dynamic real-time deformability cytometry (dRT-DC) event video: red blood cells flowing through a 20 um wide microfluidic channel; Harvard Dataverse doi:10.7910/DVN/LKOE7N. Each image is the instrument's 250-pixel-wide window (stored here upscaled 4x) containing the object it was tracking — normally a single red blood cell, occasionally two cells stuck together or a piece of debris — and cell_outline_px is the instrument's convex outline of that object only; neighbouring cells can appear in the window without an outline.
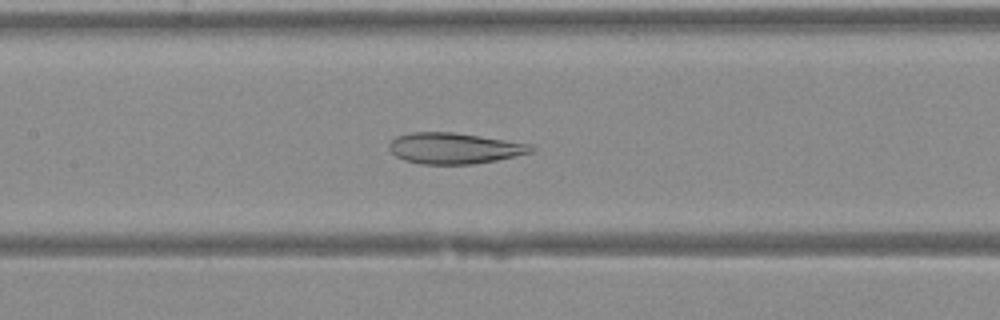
{"species": "Egyptian fruit bat (a non-hibernating species)", "species_latin": "Rousettus aegyptiacus", "temperature_condition": "warm", "stored_images_in_passage": 37, "camera_frame_rate_fps": 3000, "um_per_image_px": 0.085, "animal": {"sex": "female"}, "frame": {"image": 1, "passage_image": 16, "time_ms": 5.0, "image_size_px": [1000, 320], "cell_outline_px": [[532, 152], [496, 160], [472, 164], [420, 164], [404, 160], [396, 156], [388, 148], [388, 144], [396, 136], [412, 132], [452, 132], [480, 136], [528, 144], [532, 148]], "centroid_in_image_um": [38.53, 12.6], "position_along_channel_um": 168.9, "area_um2": 25.32}}
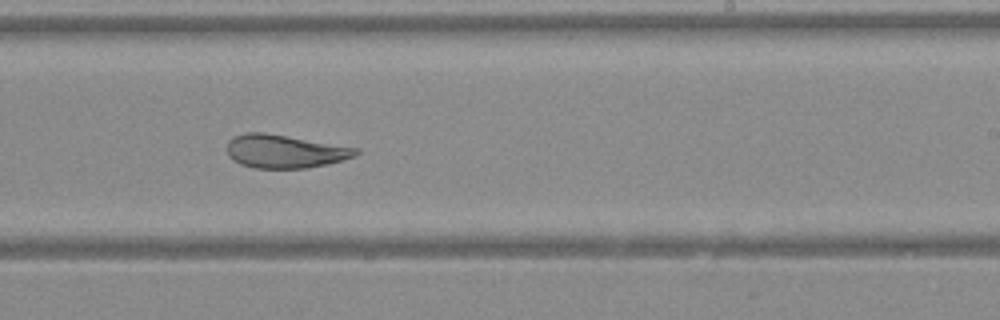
{"frame": {"image": 2, "passage_image": 22, "time_ms": 7.0, "image_size_px": [1000, 320], "cell_outline_px": [[360, 152], [356, 156], [308, 168], [256, 168], [240, 164], [228, 156], [228, 140], [244, 132], [264, 132], [360, 148]], "centroid_in_image_um": [24.21, 12.85], "position_along_channel_um": 264.8, "area_um2": 24.91}}
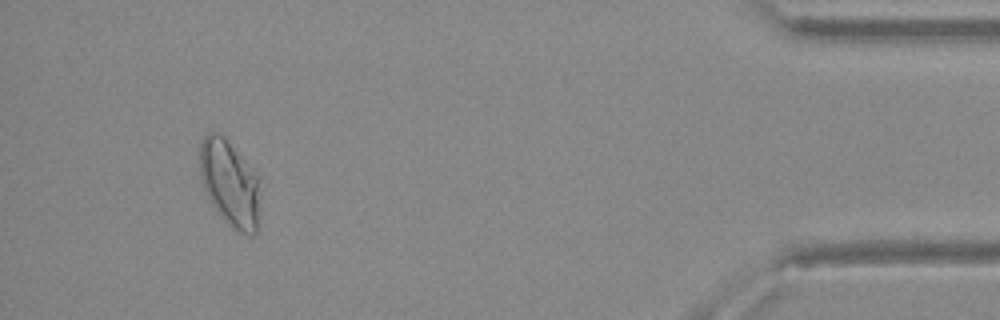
{"frame": {"image": 3, "passage_image": 35, "time_ms": 11.333, "image_size_px": [1000, 320], "cell_outline_px": [[260, 208], [256, 236], [252, 236], [240, 232], [232, 228], [220, 216], [212, 204], [204, 188], [200, 176], [200, 144], [204, 136], [208, 132], [216, 132], [232, 148], [256, 176], [260, 200]], "centroid_in_image_um": [19.52, 15.68], "position_along_channel_um": 415.7, "area_um2": 29.54}}